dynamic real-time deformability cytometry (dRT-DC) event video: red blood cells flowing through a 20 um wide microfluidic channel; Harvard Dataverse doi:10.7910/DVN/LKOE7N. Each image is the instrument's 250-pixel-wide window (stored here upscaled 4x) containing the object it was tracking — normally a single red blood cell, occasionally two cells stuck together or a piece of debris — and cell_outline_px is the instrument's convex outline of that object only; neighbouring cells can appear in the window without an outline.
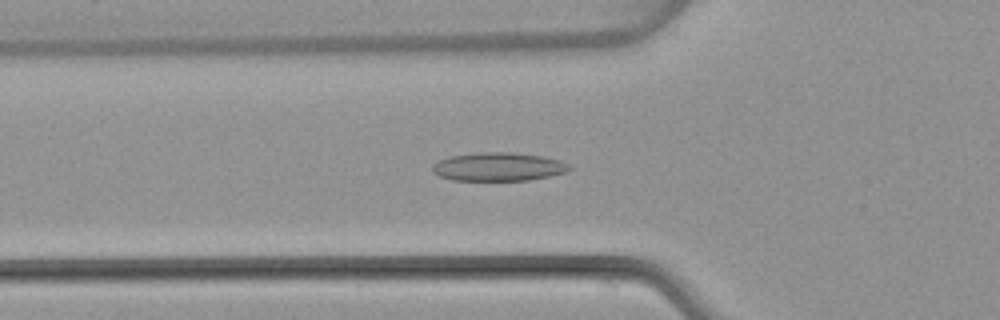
{"species": "common noctule bat (a hibernating species)", "species_latin": "Nyctalus noctula", "temperature_condition": "warm", "stored_images_in_passage": 50, "camera_frame_rate_fps": 3000, "um_per_image_px": 0.085, "animal": {"sex": "female", "body_mass_g": 22.7, "forearm_length_mm": 54.2}, "frame": {"image": 1, "passage_image": 17, "time_ms": 5.333, "image_size_px": [1000, 320], "cell_outline_px": [[572, 168], [564, 172], [548, 176], [528, 180], [452, 180], [440, 176], [432, 172], [432, 164], [440, 160], [452, 156], [480, 152], [512, 152], [540, 156], [560, 160], [572, 164]], "centroid_in_image_um": [42.37, 14.17], "position_along_channel_um": 83.4, "area_um2": 22.6}}
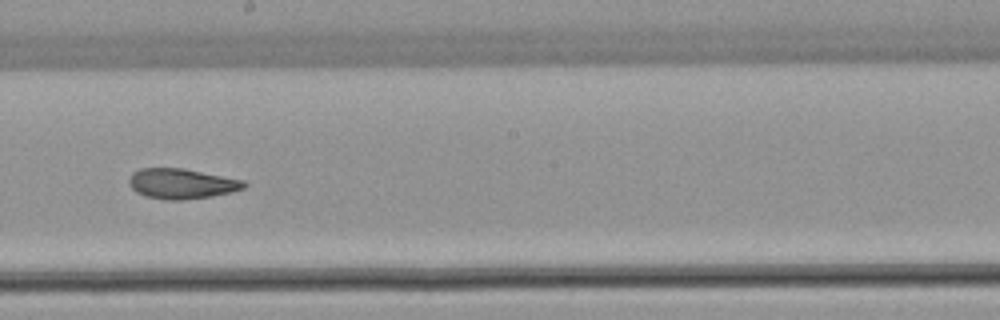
{"frame": {"image": 2, "passage_image": 28, "time_ms": 9.0, "image_size_px": [1000, 320], "cell_outline_px": [[248, 184], [244, 188], [232, 192], [212, 196], [180, 200], [164, 200], [144, 196], [136, 192], [128, 184], [128, 180], [132, 172], [140, 168], [184, 168], [244, 180]], "centroid_in_image_um": [15.42, 15.61], "position_along_channel_um": 232.8, "area_um2": 20.46}}
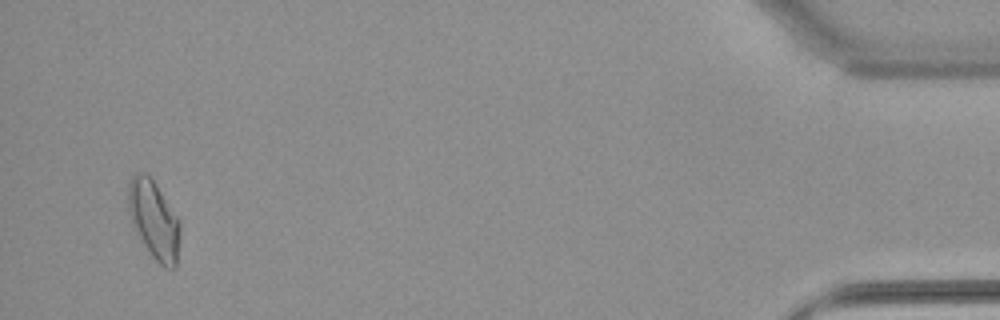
{"frame": {"image": 3, "passage_image": 48, "time_ms": 15.667, "image_size_px": [1000, 320], "cell_outline_px": [[180, 232], [176, 268], [164, 268], [152, 256], [136, 232], [132, 224], [128, 212], [128, 184], [132, 176], [136, 172], [144, 172], [156, 184], [180, 220]], "centroid_in_image_um": [13.08, 18.68], "position_along_channel_um": 422.1, "area_um2": 23.64}, "authors_computed_cell_mechanics": {"area_um2": 20.9525, "velocity_mm_per_s": 4.0538, "shape_relaxation_time_tau1_ms": 11.246, "shape_relaxation_time_tau2_ms": 2.7659, "deformation_change_tau1": 0.2277, "deformation_change_tau2": 0.0905}}